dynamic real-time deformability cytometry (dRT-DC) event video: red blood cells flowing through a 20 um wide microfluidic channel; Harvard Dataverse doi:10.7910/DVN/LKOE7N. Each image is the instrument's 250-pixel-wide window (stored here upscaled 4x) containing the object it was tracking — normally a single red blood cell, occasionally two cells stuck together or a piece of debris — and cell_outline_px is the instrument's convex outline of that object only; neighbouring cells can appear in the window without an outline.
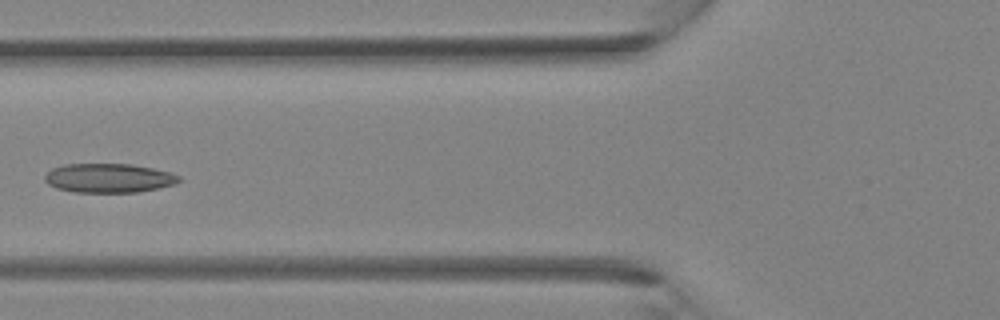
{"species": "Egyptian fruit bat (a non-hibernating species)", "species_latin": "Rousettus aegyptiacus", "temperature_condition": "room temperature", "stored_images_in_passage": 38, "camera_frame_rate_fps": 3000, "um_per_image_px": 0.085, "animal": {"sex": "female"}, "frame": {"image": 1, "passage_image": 15, "time_ms": 4.667, "image_size_px": [1000, 320], "cell_outline_px": [[180, 180], [176, 184], [160, 188], [136, 192], [76, 192], [56, 188], [48, 184], [44, 180], [44, 176], [52, 168], [64, 164], [132, 164], [172, 172], [180, 176]], "centroid_in_image_um": [9.26, 15.13], "position_along_channel_um": 116.5, "area_um2": 22.89}}
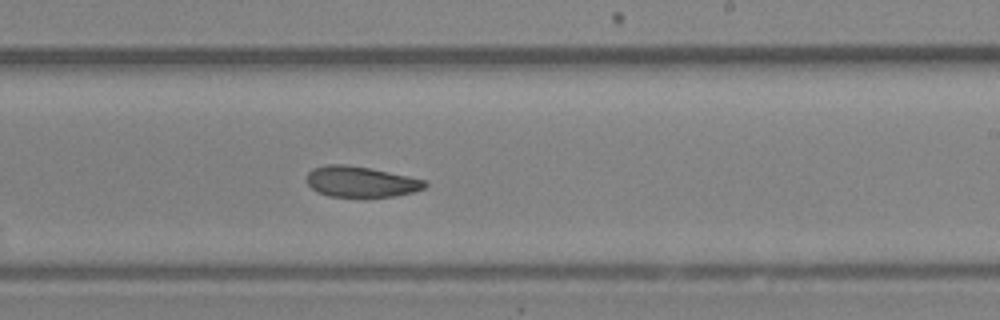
{"frame": {"image": 2, "passage_image": 23, "time_ms": 7.333, "image_size_px": [1000, 320], "cell_outline_px": [[428, 184], [424, 188], [412, 192], [396, 196], [328, 196], [316, 192], [308, 184], [308, 172], [312, 168], [324, 164], [344, 164], [372, 168], [428, 180]], "centroid_in_image_um": [30.69, 15.43], "position_along_channel_um": 258.3, "area_um2": 21.27}}
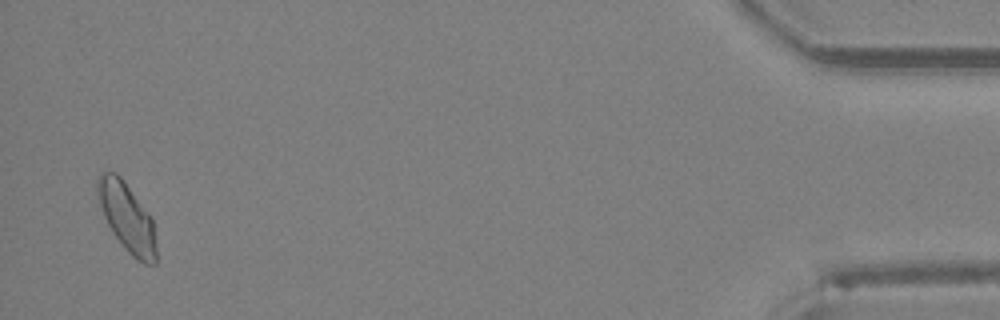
{"frame": {"image": 3, "passage_image": 37, "time_ms": 12.0, "image_size_px": [1000, 320], "cell_outline_px": [[156, 264], [144, 264], [136, 260], [128, 252], [112, 232], [104, 216], [100, 204], [96, 188], [96, 180], [100, 172], [116, 172], [124, 180], [152, 216], [156, 248]], "centroid_in_image_um": [10.8, 18.46], "position_along_channel_um": 424.4, "area_um2": 23.58}}